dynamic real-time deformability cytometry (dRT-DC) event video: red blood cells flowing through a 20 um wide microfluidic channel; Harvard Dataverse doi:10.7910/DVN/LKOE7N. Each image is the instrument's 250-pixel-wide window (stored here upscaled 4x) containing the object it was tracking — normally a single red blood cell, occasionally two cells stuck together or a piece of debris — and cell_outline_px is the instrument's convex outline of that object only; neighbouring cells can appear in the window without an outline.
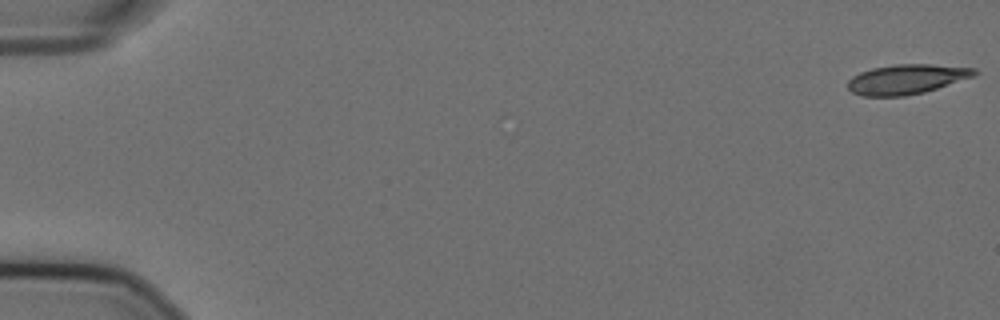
{"species": "Egyptian fruit bat (a non-hibernating species)", "species_latin": "Rousettus aegyptiacus", "temperature_condition": "cold", "stored_images_in_passage": 17, "camera_frame_rate_fps": 3000, "um_per_image_px": 0.085, "animal": {"sex": "female"}, "frame": {"image": 1, "passage_image": 1, "time_ms": 0.0, "image_size_px": [1000, 320], "cell_outline_px": [[980, 72], [972, 76], [924, 92], [904, 96], [864, 96], [852, 92], [848, 88], [848, 80], [852, 76], [860, 72], [872, 68], [896, 64], [932, 64], [976, 68]], "centroid_in_image_um": [77.04, 6.72], "position_along_channel_um": 8.0, "area_um2": 21.79}}
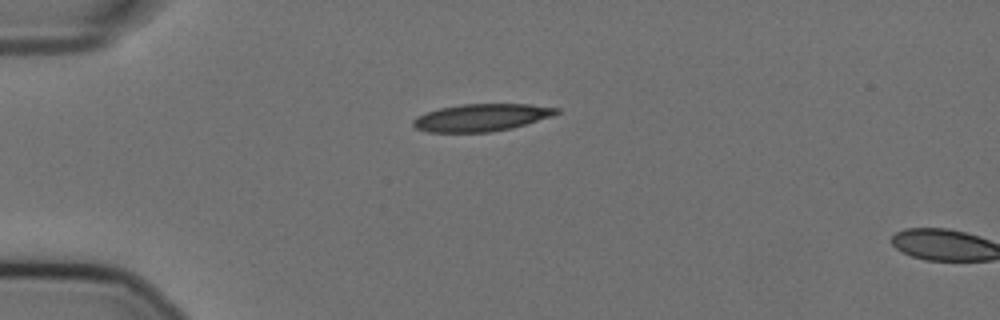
{"frame": {"image": 2, "passage_image": 15, "time_ms": 4.667, "image_size_px": [1000, 320], "cell_outline_px": [[560, 112], [552, 116], [512, 128], [492, 132], [428, 132], [416, 128], [412, 124], [412, 120], [416, 116], [440, 108], [460, 104], [528, 104], [560, 108]], "centroid_in_image_um": [40.92, 9.99], "position_along_channel_um": 44.1, "area_um2": 22.83}}